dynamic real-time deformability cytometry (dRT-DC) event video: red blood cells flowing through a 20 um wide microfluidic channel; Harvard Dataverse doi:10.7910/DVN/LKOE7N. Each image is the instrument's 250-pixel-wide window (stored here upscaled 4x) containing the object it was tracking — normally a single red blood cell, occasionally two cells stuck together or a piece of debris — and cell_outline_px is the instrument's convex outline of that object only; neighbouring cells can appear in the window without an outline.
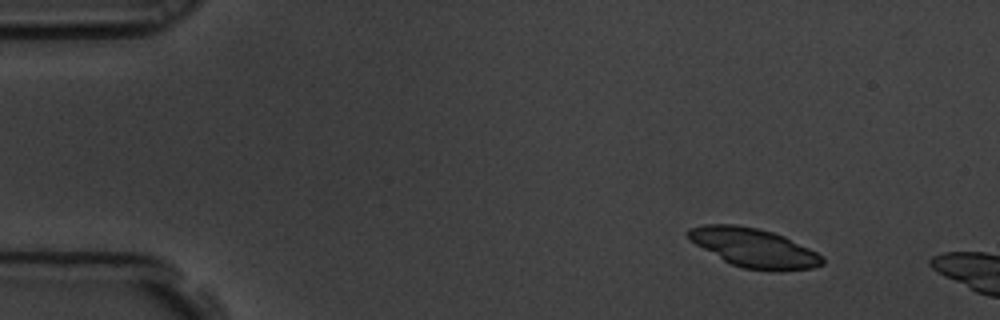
{"species": "common noctule bat (a hibernating species)", "species_latin": "Nyctalus noctula", "temperature_condition": "room temperature", "stored_images_in_passage": 3, "camera_frame_rate_fps": 3000, "um_per_image_px": 0.085, "animal": {"sex": "male", "body_mass_g": 19.5, "forearm_length_mm": 54.6}, "frame": {"image": 1, "passage_image": 1, "time_ms": 0.0, "image_size_px": [1000, 320], "cell_outline_px": [[824, 264], [812, 268], [780, 272], [772, 272], [744, 268], [732, 264], [724, 260], [696, 244], [684, 232], [688, 228], [704, 224], [736, 224], [756, 228], [772, 232], [784, 236], [824, 256]], "centroid_in_image_um": [64.1, 21.07], "position_along_channel_um": 20.9, "area_um2": 30.46}}